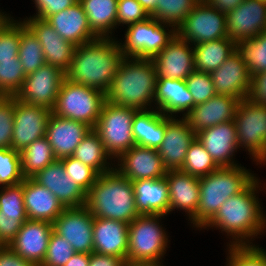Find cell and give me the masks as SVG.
I'll list each match as a JSON object with an SVG mask.
<instances>
[{"mask_svg": "<svg viewBox=\"0 0 266 266\" xmlns=\"http://www.w3.org/2000/svg\"><path fill=\"white\" fill-rule=\"evenodd\" d=\"M261 185L256 177L243 191L229 197L201 230L214 228L226 233L231 238L226 246L255 245V238L266 232V213L257 195L258 190L266 189Z\"/></svg>", "mask_w": 266, "mask_h": 266, "instance_id": "6da1fadb", "label": "cell"}, {"mask_svg": "<svg viewBox=\"0 0 266 266\" xmlns=\"http://www.w3.org/2000/svg\"><path fill=\"white\" fill-rule=\"evenodd\" d=\"M124 59L117 38H98L76 46L65 78L106 94Z\"/></svg>", "mask_w": 266, "mask_h": 266, "instance_id": "7a4b0ae2", "label": "cell"}, {"mask_svg": "<svg viewBox=\"0 0 266 266\" xmlns=\"http://www.w3.org/2000/svg\"><path fill=\"white\" fill-rule=\"evenodd\" d=\"M156 80L151 59L125 57L105 94L106 101L136 110L153 109Z\"/></svg>", "mask_w": 266, "mask_h": 266, "instance_id": "3957f363", "label": "cell"}, {"mask_svg": "<svg viewBox=\"0 0 266 266\" xmlns=\"http://www.w3.org/2000/svg\"><path fill=\"white\" fill-rule=\"evenodd\" d=\"M85 206L95 218L114 219L129 224L139 216L132 182L115 168L99 175L86 194Z\"/></svg>", "mask_w": 266, "mask_h": 266, "instance_id": "277c9868", "label": "cell"}, {"mask_svg": "<svg viewBox=\"0 0 266 266\" xmlns=\"http://www.w3.org/2000/svg\"><path fill=\"white\" fill-rule=\"evenodd\" d=\"M256 174L243 165L220 167L199 178L200 198L196 214L189 220L192 227L202 229L231 196L243 191Z\"/></svg>", "mask_w": 266, "mask_h": 266, "instance_id": "5b68a950", "label": "cell"}, {"mask_svg": "<svg viewBox=\"0 0 266 266\" xmlns=\"http://www.w3.org/2000/svg\"><path fill=\"white\" fill-rule=\"evenodd\" d=\"M163 218V215H139L129 223L127 264H163L170 242L161 223Z\"/></svg>", "mask_w": 266, "mask_h": 266, "instance_id": "8992f818", "label": "cell"}, {"mask_svg": "<svg viewBox=\"0 0 266 266\" xmlns=\"http://www.w3.org/2000/svg\"><path fill=\"white\" fill-rule=\"evenodd\" d=\"M105 101L106 95L102 91L64 78L52 113L83 122L93 129Z\"/></svg>", "mask_w": 266, "mask_h": 266, "instance_id": "52a82bcc", "label": "cell"}, {"mask_svg": "<svg viewBox=\"0 0 266 266\" xmlns=\"http://www.w3.org/2000/svg\"><path fill=\"white\" fill-rule=\"evenodd\" d=\"M138 110L105 101L93 130L100 136L107 154L114 162L135 146L132 121Z\"/></svg>", "mask_w": 266, "mask_h": 266, "instance_id": "ba28073f", "label": "cell"}, {"mask_svg": "<svg viewBox=\"0 0 266 266\" xmlns=\"http://www.w3.org/2000/svg\"><path fill=\"white\" fill-rule=\"evenodd\" d=\"M234 122L240 148L249 152L256 165H266V105L241 100L237 106Z\"/></svg>", "mask_w": 266, "mask_h": 266, "instance_id": "9c48e42d", "label": "cell"}, {"mask_svg": "<svg viewBox=\"0 0 266 266\" xmlns=\"http://www.w3.org/2000/svg\"><path fill=\"white\" fill-rule=\"evenodd\" d=\"M170 28V30H169ZM124 41L119 47L125 57L154 58L176 35V29L153 17L133 23L125 29Z\"/></svg>", "mask_w": 266, "mask_h": 266, "instance_id": "30bf717a", "label": "cell"}, {"mask_svg": "<svg viewBox=\"0 0 266 266\" xmlns=\"http://www.w3.org/2000/svg\"><path fill=\"white\" fill-rule=\"evenodd\" d=\"M176 35L192 45L226 38V14L199 1L177 27Z\"/></svg>", "mask_w": 266, "mask_h": 266, "instance_id": "8fae6325", "label": "cell"}, {"mask_svg": "<svg viewBox=\"0 0 266 266\" xmlns=\"http://www.w3.org/2000/svg\"><path fill=\"white\" fill-rule=\"evenodd\" d=\"M64 78V71L45 63L36 71L27 74L22 87L14 97L24 103L52 110Z\"/></svg>", "mask_w": 266, "mask_h": 266, "instance_id": "7c38bea8", "label": "cell"}, {"mask_svg": "<svg viewBox=\"0 0 266 266\" xmlns=\"http://www.w3.org/2000/svg\"><path fill=\"white\" fill-rule=\"evenodd\" d=\"M93 215L86 206L70 207L53 222V230L67 239L75 252H93Z\"/></svg>", "mask_w": 266, "mask_h": 266, "instance_id": "4fadbf2b", "label": "cell"}, {"mask_svg": "<svg viewBox=\"0 0 266 266\" xmlns=\"http://www.w3.org/2000/svg\"><path fill=\"white\" fill-rule=\"evenodd\" d=\"M52 110L40 105H30L16 98L12 149L21 152L33 141L45 136Z\"/></svg>", "mask_w": 266, "mask_h": 266, "instance_id": "5bb4252c", "label": "cell"}, {"mask_svg": "<svg viewBox=\"0 0 266 266\" xmlns=\"http://www.w3.org/2000/svg\"><path fill=\"white\" fill-rule=\"evenodd\" d=\"M166 116V130L158 153L167 171L181 170L189 145L195 140L196 133L184 117Z\"/></svg>", "mask_w": 266, "mask_h": 266, "instance_id": "9a60e30c", "label": "cell"}, {"mask_svg": "<svg viewBox=\"0 0 266 266\" xmlns=\"http://www.w3.org/2000/svg\"><path fill=\"white\" fill-rule=\"evenodd\" d=\"M151 60L157 79L185 80L195 70L193 45L177 35Z\"/></svg>", "mask_w": 266, "mask_h": 266, "instance_id": "2e32d148", "label": "cell"}, {"mask_svg": "<svg viewBox=\"0 0 266 266\" xmlns=\"http://www.w3.org/2000/svg\"><path fill=\"white\" fill-rule=\"evenodd\" d=\"M23 23L33 32L42 46L45 63L66 72L73 59L76 46L64 40L45 20L37 17L24 18Z\"/></svg>", "mask_w": 266, "mask_h": 266, "instance_id": "e0dca14e", "label": "cell"}, {"mask_svg": "<svg viewBox=\"0 0 266 266\" xmlns=\"http://www.w3.org/2000/svg\"><path fill=\"white\" fill-rule=\"evenodd\" d=\"M228 38L238 42L254 38L266 30V4L261 0H244L226 14Z\"/></svg>", "mask_w": 266, "mask_h": 266, "instance_id": "ac0fdd59", "label": "cell"}, {"mask_svg": "<svg viewBox=\"0 0 266 266\" xmlns=\"http://www.w3.org/2000/svg\"><path fill=\"white\" fill-rule=\"evenodd\" d=\"M116 162L114 168L130 181L157 179L165 177L167 172L158 150L138 145L125 151Z\"/></svg>", "mask_w": 266, "mask_h": 266, "instance_id": "d6986e66", "label": "cell"}, {"mask_svg": "<svg viewBox=\"0 0 266 266\" xmlns=\"http://www.w3.org/2000/svg\"><path fill=\"white\" fill-rule=\"evenodd\" d=\"M196 139L203 145L219 167L241 165L233 157L239 149L234 120L205 128L196 133Z\"/></svg>", "mask_w": 266, "mask_h": 266, "instance_id": "ffe728a7", "label": "cell"}, {"mask_svg": "<svg viewBox=\"0 0 266 266\" xmlns=\"http://www.w3.org/2000/svg\"><path fill=\"white\" fill-rule=\"evenodd\" d=\"M53 223L27 219L9 247L23 259L40 266L46 256Z\"/></svg>", "mask_w": 266, "mask_h": 266, "instance_id": "44dd1931", "label": "cell"}, {"mask_svg": "<svg viewBox=\"0 0 266 266\" xmlns=\"http://www.w3.org/2000/svg\"><path fill=\"white\" fill-rule=\"evenodd\" d=\"M218 95L247 99L251 88V76L245 61L237 50L225 62L210 73Z\"/></svg>", "mask_w": 266, "mask_h": 266, "instance_id": "7402d4cb", "label": "cell"}, {"mask_svg": "<svg viewBox=\"0 0 266 266\" xmlns=\"http://www.w3.org/2000/svg\"><path fill=\"white\" fill-rule=\"evenodd\" d=\"M33 179L50 190L65 208L86 205V193L67 176L60 159L39 171Z\"/></svg>", "mask_w": 266, "mask_h": 266, "instance_id": "603a6c76", "label": "cell"}, {"mask_svg": "<svg viewBox=\"0 0 266 266\" xmlns=\"http://www.w3.org/2000/svg\"><path fill=\"white\" fill-rule=\"evenodd\" d=\"M92 128L87 124L51 114L45 137L52 146L57 159L72 156L75 148Z\"/></svg>", "mask_w": 266, "mask_h": 266, "instance_id": "cb8c5ba5", "label": "cell"}, {"mask_svg": "<svg viewBox=\"0 0 266 266\" xmlns=\"http://www.w3.org/2000/svg\"><path fill=\"white\" fill-rule=\"evenodd\" d=\"M240 100L227 95H215L196 104L184 117L195 133L217 124L233 121Z\"/></svg>", "mask_w": 266, "mask_h": 266, "instance_id": "d4e9b609", "label": "cell"}, {"mask_svg": "<svg viewBox=\"0 0 266 266\" xmlns=\"http://www.w3.org/2000/svg\"><path fill=\"white\" fill-rule=\"evenodd\" d=\"M129 224L114 219L93 218V252L123 258L128 250Z\"/></svg>", "mask_w": 266, "mask_h": 266, "instance_id": "484cf974", "label": "cell"}, {"mask_svg": "<svg viewBox=\"0 0 266 266\" xmlns=\"http://www.w3.org/2000/svg\"><path fill=\"white\" fill-rule=\"evenodd\" d=\"M45 21L64 40L71 42L75 46L98 39L92 32L86 13L79 1L61 12L48 16Z\"/></svg>", "mask_w": 266, "mask_h": 266, "instance_id": "4316f807", "label": "cell"}, {"mask_svg": "<svg viewBox=\"0 0 266 266\" xmlns=\"http://www.w3.org/2000/svg\"><path fill=\"white\" fill-rule=\"evenodd\" d=\"M154 104L155 109L169 117H178L180 113L185 117L194 107L193 96L181 79L158 78Z\"/></svg>", "mask_w": 266, "mask_h": 266, "instance_id": "83f0119b", "label": "cell"}, {"mask_svg": "<svg viewBox=\"0 0 266 266\" xmlns=\"http://www.w3.org/2000/svg\"><path fill=\"white\" fill-rule=\"evenodd\" d=\"M170 212L179 210L187 214L188 221L196 214L200 198L199 178L181 170L166 172Z\"/></svg>", "mask_w": 266, "mask_h": 266, "instance_id": "f1b7e54d", "label": "cell"}, {"mask_svg": "<svg viewBox=\"0 0 266 266\" xmlns=\"http://www.w3.org/2000/svg\"><path fill=\"white\" fill-rule=\"evenodd\" d=\"M24 207L28 219L53 223L65 210L58 198L33 178L23 180Z\"/></svg>", "mask_w": 266, "mask_h": 266, "instance_id": "f546056e", "label": "cell"}, {"mask_svg": "<svg viewBox=\"0 0 266 266\" xmlns=\"http://www.w3.org/2000/svg\"><path fill=\"white\" fill-rule=\"evenodd\" d=\"M136 210L139 215H163L170 213L169 190L166 177L131 181Z\"/></svg>", "mask_w": 266, "mask_h": 266, "instance_id": "4dcf8cb0", "label": "cell"}, {"mask_svg": "<svg viewBox=\"0 0 266 266\" xmlns=\"http://www.w3.org/2000/svg\"><path fill=\"white\" fill-rule=\"evenodd\" d=\"M166 130V115L157 109L138 110L132 121V135L135 144L158 149Z\"/></svg>", "mask_w": 266, "mask_h": 266, "instance_id": "1f68e13d", "label": "cell"}, {"mask_svg": "<svg viewBox=\"0 0 266 266\" xmlns=\"http://www.w3.org/2000/svg\"><path fill=\"white\" fill-rule=\"evenodd\" d=\"M92 32L98 38H116L118 0H79ZM114 36V37H112Z\"/></svg>", "mask_w": 266, "mask_h": 266, "instance_id": "d6a6232c", "label": "cell"}, {"mask_svg": "<svg viewBox=\"0 0 266 266\" xmlns=\"http://www.w3.org/2000/svg\"><path fill=\"white\" fill-rule=\"evenodd\" d=\"M236 51V42L228 37L193 45L196 71L211 73Z\"/></svg>", "mask_w": 266, "mask_h": 266, "instance_id": "836d02e7", "label": "cell"}, {"mask_svg": "<svg viewBox=\"0 0 266 266\" xmlns=\"http://www.w3.org/2000/svg\"><path fill=\"white\" fill-rule=\"evenodd\" d=\"M72 156L92 167L99 174L107 173L114 169V160L107 154L100 136L93 129L87 133L81 143L75 148Z\"/></svg>", "mask_w": 266, "mask_h": 266, "instance_id": "e575fe53", "label": "cell"}, {"mask_svg": "<svg viewBox=\"0 0 266 266\" xmlns=\"http://www.w3.org/2000/svg\"><path fill=\"white\" fill-rule=\"evenodd\" d=\"M20 156L24 178H33L39 171L57 160L52 146L45 136L24 148L20 152Z\"/></svg>", "mask_w": 266, "mask_h": 266, "instance_id": "d590c367", "label": "cell"}, {"mask_svg": "<svg viewBox=\"0 0 266 266\" xmlns=\"http://www.w3.org/2000/svg\"><path fill=\"white\" fill-rule=\"evenodd\" d=\"M25 74L32 73L45 64V57L40 42L20 18V46L18 51Z\"/></svg>", "mask_w": 266, "mask_h": 266, "instance_id": "8d00e7d4", "label": "cell"}, {"mask_svg": "<svg viewBox=\"0 0 266 266\" xmlns=\"http://www.w3.org/2000/svg\"><path fill=\"white\" fill-rule=\"evenodd\" d=\"M236 50L251 77L266 71V30L254 38L236 42Z\"/></svg>", "mask_w": 266, "mask_h": 266, "instance_id": "74e56055", "label": "cell"}, {"mask_svg": "<svg viewBox=\"0 0 266 266\" xmlns=\"http://www.w3.org/2000/svg\"><path fill=\"white\" fill-rule=\"evenodd\" d=\"M219 168L212 156L195 138L189 145L181 171L200 178Z\"/></svg>", "mask_w": 266, "mask_h": 266, "instance_id": "f35d334b", "label": "cell"}, {"mask_svg": "<svg viewBox=\"0 0 266 266\" xmlns=\"http://www.w3.org/2000/svg\"><path fill=\"white\" fill-rule=\"evenodd\" d=\"M198 2V0H158L156 10L150 17L177 29Z\"/></svg>", "mask_w": 266, "mask_h": 266, "instance_id": "ab89813d", "label": "cell"}, {"mask_svg": "<svg viewBox=\"0 0 266 266\" xmlns=\"http://www.w3.org/2000/svg\"><path fill=\"white\" fill-rule=\"evenodd\" d=\"M26 76L18 57L0 61V96H15Z\"/></svg>", "mask_w": 266, "mask_h": 266, "instance_id": "60d3db41", "label": "cell"}, {"mask_svg": "<svg viewBox=\"0 0 266 266\" xmlns=\"http://www.w3.org/2000/svg\"><path fill=\"white\" fill-rule=\"evenodd\" d=\"M225 250L228 252L225 266H266V250L257 244L227 246Z\"/></svg>", "mask_w": 266, "mask_h": 266, "instance_id": "b9f144b4", "label": "cell"}, {"mask_svg": "<svg viewBox=\"0 0 266 266\" xmlns=\"http://www.w3.org/2000/svg\"><path fill=\"white\" fill-rule=\"evenodd\" d=\"M24 179L20 152L12 148L0 149V187L18 185Z\"/></svg>", "mask_w": 266, "mask_h": 266, "instance_id": "7bdbcfd3", "label": "cell"}, {"mask_svg": "<svg viewBox=\"0 0 266 266\" xmlns=\"http://www.w3.org/2000/svg\"><path fill=\"white\" fill-rule=\"evenodd\" d=\"M60 160L63 163L67 176L87 194L100 174L73 156L64 157Z\"/></svg>", "mask_w": 266, "mask_h": 266, "instance_id": "ee69618b", "label": "cell"}, {"mask_svg": "<svg viewBox=\"0 0 266 266\" xmlns=\"http://www.w3.org/2000/svg\"><path fill=\"white\" fill-rule=\"evenodd\" d=\"M74 253L71 243L53 230L46 256L40 266H64Z\"/></svg>", "mask_w": 266, "mask_h": 266, "instance_id": "f6af8a7d", "label": "cell"}, {"mask_svg": "<svg viewBox=\"0 0 266 266\" xmlns=\"http://www.w3.org/2000/svg\"><path fill=\"white\" fill-rule=\"evenodd\" d=\"M16 98L0 96V149L12 148Z\"/></svg>", "mask_w": 266, "mask_h": 266, "instance_id": "bcb514c9", "label": "cell"}, {"mask_svg": "<svg viewBox=\"0 0 266 266\" xmlns=\"http://www.w3.org/2000/svg\"><path fill=\"white\" fill-rule=\"evenodd\" d=\"M185 81L189 92L193 96L194 106L217 95L210 73L194 70Z\"/></svg>", "mask_w": 266, "mask_h": 266, "instance_id": "7dc6e473", "label": "cell"}, {"mask_svg": "<svg viewBox=\"0 0 266 266\" xmlns=\"http://www.w3.org/2000/svg\"><path fill=\"white\" fill-rule=\"evenodd\" d=\"M1 214L27 215L24 207L23 182L15 186L0 187Z\"/></svg>", "mask_w": 266, "mask_h": 266, "instance_id": "c3c4849f", "label": "cell"}, {"mask_svg": "<svg viewBox=\"0 0 266 266\" xmlns=\"http://www.w3.org/2000/svg\"><path fill=\"white\" fill-rule=\"evenodd\" d=\"M150 17L148 12L137 0H118L116 28L120 25L129 26L142 22Z\"/></svg>", "mask_w": 266, "mask_h": 266, "instance_id": "681fc988", "label": "cell"}, {"mask_svg": "<svg viewBox=\"0 0 266 266\" xmlns=\"http://www.w3.org/2000/svg\"><path fill=\"white\" fill-rule=\"evenodd\" d=\"M20 46V19L14 20L0 33V61L18 57Z\"/></svg>", "mask_w": 266, "mask_h": 266, "instance_id": "f907efd6", "label": "cell"}, {"mask_svg": "<svg viewBox=\"0 0 266 266\" xmlns=\"http://www.w3.org/2000/svg\"><path fill=\"white\" fill-rule=\"evenodd\" d=\"M27 219V215L1 214L0 211V245L9 246Z\"/></svg>", "mask_w": 266, "mask_h": 266, "instance_id": "816d5d0a", "label": "cell"}, {"mask_svg": "<svg viewBox=\"0 0 266 266\" xmlns=\"http://www.w3.org/2000/svg\"><path fill=\"white\" fill-rule=\"evenodd\" d=\"M35 5L36 14L31 17H37L45 20L48 16L61 12L68 7L73 6L79 0H32Z\"/></svg>", "mask_w": 266, "mask_h": 266, "instance_id": "f5cc1de1", "label": "cell"}, {"mask_svg": "<svg viewBox=\"0 0 266 266\" xmlns=\"http://www.w3.org/2000/svg\"><path fill=\"white\" fill-rule=\"evenodd\" d=\"M248 99L253 103L266 105V71L251 77Z\"/></svg>", "mask_w": 266, "mask_h": 266, "instance_id": "db71d44e", "label": "cell"}, {"mask_svg": "<svg viewBox=\"0 0 266 266\" xmlns=\"http://www.w3.org/2000/svg\"><path fill=\"white\" fill-rule=\"evenodd\" d=\"M0 266H35L31 261L23 259L9 246L0 247Z\"/></svg>", "mask_w": 266, "mask_h": 266, "instance_id": "11a10c76", "label": "cell"}, {"mask_svg": "<svg viewBox=\"0 0 266 266\" xmlns=\"http://www.w3.org/2000/svg\"><path fill=\"white\" fill-rule=\"evenodd\" d=\"M123 258L92 252L89 254V266H126Z\"/></svg>", "mask_w": 266, "mask_h": 266, "instance_id": "9f6ffc18", "label": "cell"}, {"mask_svg": "<svg viewBox=\"0 0 266 266\" xmlns=\"http://www.w3.org/2000/svg\"><path fill=\"white\" fill-rule=\"evenodd\" d=\"M211 7L221 11L224 14L235 9L240 5L244 0H204Z\"/></svg>", "mask_w": 266, "mask_h": 266, "instance_id": "6f0895ef", "label": "cell"}, {"mask_svg": "<svg viewBox=\"0 0 266 266\" xmlns=\"http://www.w3.org/2000/svg\"><path fill=\"white\" fill-rule=\"evenodd\" d=\"M64 266H89V254L75 252Z\"/></svg>", "mask_w": 266, "mask_h": 266, "instance_id": "680465c9", "label": "cell"}, {"mask_svg": "<svg viewBox=\"0 0 266 266\" xmlns=\"http://www.w3.org/2000/svg\"><path fill=\"white\" fill-rule=\"evenodd\" d=\"M3 10H0V33L8 27L13 21L14 17L11 15L7 14V12H2Z\"/></svg>", "mask_w": 266, "mask_h": 266, "instance_id": "91938a15", "label": "cell"}, {"mask_svg": "<svg viewBox=\"0 0 266 266\" xmlns=\"http://www.w3.org/2000/svg\"><path fill=\"white\" fill-rule=\"evenodd\" d=\"M143 8L148 12L149 15H151L155 10L157 6L158 0H137Z\"/></svg>", "mask_w": 266, "mask_h": 266, "instance_id": "94428289", "label": "cell"}, {"mask_svg": "<svg viewBox=\"0 0 266 266\" xmlns=\"http://www.w3.org/2000/svg\"><path fill=\"white\" fill-rule=\"evenodd\" d=\"M126 266H165L163 264H126Z\"/></svg>", "mask_w": 266, "mask_h": 266, "instance_id": "6125c7cd", "label": "cell"}]
</instances>
